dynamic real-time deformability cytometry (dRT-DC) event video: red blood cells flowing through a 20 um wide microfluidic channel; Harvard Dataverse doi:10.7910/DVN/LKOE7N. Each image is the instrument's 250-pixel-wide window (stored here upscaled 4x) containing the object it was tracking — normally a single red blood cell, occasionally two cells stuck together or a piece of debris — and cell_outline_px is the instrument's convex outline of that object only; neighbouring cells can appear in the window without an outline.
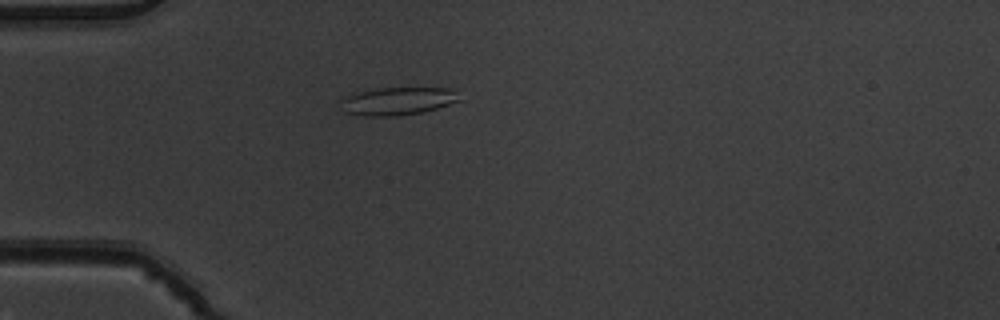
{"species": "common noctule bat (a hibernating species)", "species_latin": "Nyctalus noctula", "temperature_condition": "warm", "stored_images_in_passage": 1, "camera_frame_rate_fps": 3000, "um_per_image_px": 0.085, "animal": {"sex": "male", "body_mass_g": 19.5, "forearm_length_mm": 54.6}, "frame": {"image": 1, "passage_image": 1, "time_ms": 0.0, "image_size_px": [1000, 320], "cell_outline_px": [[460, 100], [424, 112], [400, 116], [364, 116], [344, 112], [336, 100], [360, 92], [380, 88], [452, 88]], "centroid_in_image_um": [33.73, 8.61], "position_along_channel_um": 51.3, "area_um2": 19.25}}